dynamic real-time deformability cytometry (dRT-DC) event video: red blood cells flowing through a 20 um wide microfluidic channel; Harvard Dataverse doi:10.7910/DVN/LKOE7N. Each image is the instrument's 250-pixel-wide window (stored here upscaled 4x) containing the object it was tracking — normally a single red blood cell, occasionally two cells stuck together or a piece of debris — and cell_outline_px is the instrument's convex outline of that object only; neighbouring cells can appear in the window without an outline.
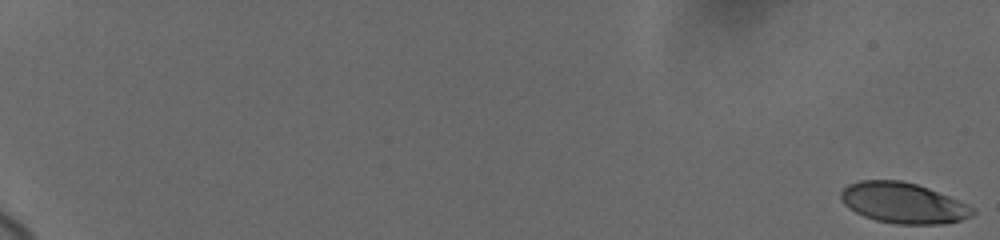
{"species": "human", "species_latin": "Homo sapiens", "temperature_condition": "cold", "stored_images_in_passage": 74, "camera_frame_rate_fps": 3000, "um_per_image_px": 0.085, "donor": {"sex": "female"}, "frame": {"image": 1, "passage_image": 1, "time_ms": 0.0, "image_size_px": [1000, 240], "cell_outline_px": [[976, 212], [972, 216], [960, 220], [944, 224], [896, 224], [876, 220], [864, 216], [848, 208], [840, 200], [840, 192], [848, 184], [860, 180], [900, 180], [916, 184], [928, 188], [948, 196], [976, 208]], "centroid_in_image_um": [76.76, 17.25], "position_along_channel_um": 8.2, "area_um2": 31.27}}
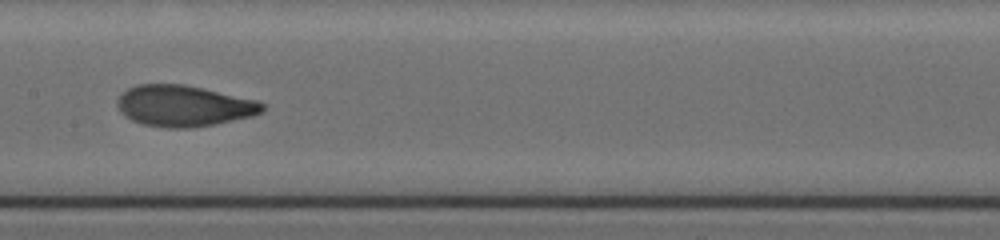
{"frame": {"image": 2, "passage_image": 42, "time_ms": 11.333, "image_size_px": [1000, 240], "cell_outline_px": [[264, 112], [252, 116], [192, 128], [164, 128], [144, 124], [132, 120], [124, 116], [120, 112], [116, 104], [116, 100], [128, 88], [136, 84], [180, 84], [200, 88], [256, 100], [264, 104]], "centroid_in_image_um": [15.58, 9.01], "position_along_channel_um": 191.8, "area_um2": 34.51}}
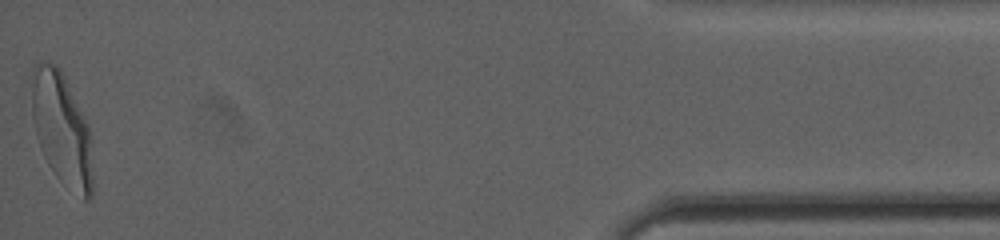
{"frame": {"image": 3, "passage_image": 74, "time_ms": 19.667, "image_size_px": [1000, 240], "cell_outline_px": [[92, 196], [88, 200], [84, 200], [60, 180], [56, 176], [48, 164], [44, 156], [36, 136], [32, 116], [32, 68], [40, 60], [56, 64], [60, 68], [88, 124], [92, 140]], "centroid_in_image_um": [5.26, 10.96], "position_along_channel_um": 429.9, "area_um2": 40.11}, "authors_computed_cell_mechanics": {"area_um2": 33.6974, "velocity_mm_per_s": 3.6844, "shape_relaxation_time_tau1_ms": 4.5361, "shape_relaxation_time_tau2_ms": 0.946, "deformation_change_tau1": 0.1784, "deformation_change_tau2": 0.0674}}